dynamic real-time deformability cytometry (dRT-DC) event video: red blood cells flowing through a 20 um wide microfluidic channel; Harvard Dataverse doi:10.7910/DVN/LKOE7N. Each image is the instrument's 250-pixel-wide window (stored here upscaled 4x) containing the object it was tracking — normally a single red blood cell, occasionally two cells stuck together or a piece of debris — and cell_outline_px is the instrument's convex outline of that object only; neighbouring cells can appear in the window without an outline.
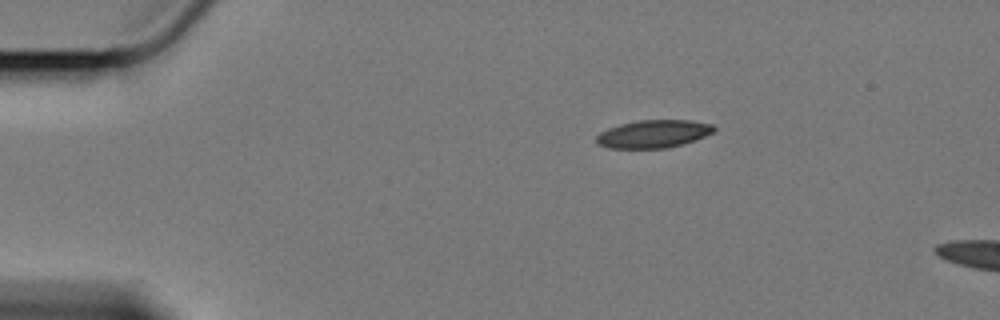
{"species": "Egyptian fruit bat (a non-hibernating species)", "species_latin": "Rousettus aegyptiacus", "temperature_condition": "cold", "stored_images_in_passage": 6, "camera_frame_rate_fps": 3000, "um_per_image_px": 0.085, "animal": {"sex": "female"}, "frame": {"image": 1, "passage_image": 1, "time_ms": 0.0, "image_size_px": [1000, 320], "cell_outline_px": [[716, 128], [712, 132], [704, 136], [668, 148], [608, 148], [596, 144], [596, 136], [600, 132], [608, 128], [620, 124], [636, 120], [692, 120], [712, 124]], "centroid_in_image_um": [55.49, 11.37], "position_along_channel_um": 29.5, "area_um2": 19.02}}